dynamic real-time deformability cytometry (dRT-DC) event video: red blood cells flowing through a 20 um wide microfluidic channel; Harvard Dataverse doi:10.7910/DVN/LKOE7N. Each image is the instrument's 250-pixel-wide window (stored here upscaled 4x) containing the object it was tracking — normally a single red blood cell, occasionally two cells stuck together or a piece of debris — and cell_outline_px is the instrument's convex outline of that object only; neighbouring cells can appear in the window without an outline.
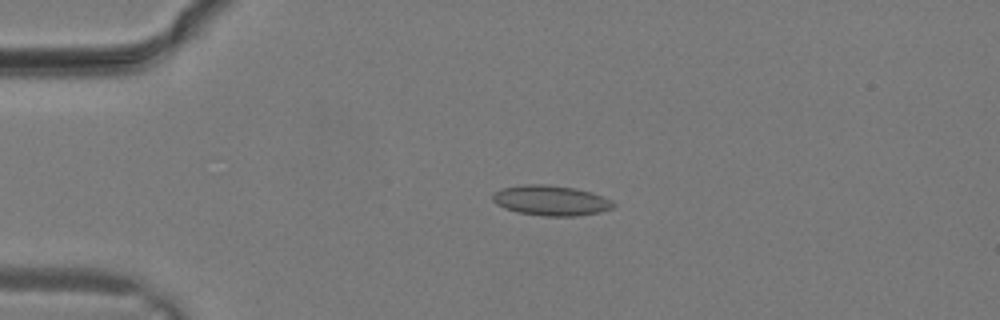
{"species": "common noctule bat (a hibernating species)", "species_latin": "Nyctalus noctula", "temperature_condition": "warm", "stored_images_in_passage": 8, "camera_frame_rate_fps": 3000, "um_per_image_px": 0.085, "animal": {"sex": "male", "body_mass_g": 19.2, "forearm_length_mm": 51.8}, "frame": {"image": 1, "passage_image": 2, "time_ms": 0.333, "image_size_px": [1000, 320], "cell_outline_px": [[616, 204], [612, 208], [600, 212], [576, 216], [544, 216], [516, 212], [504, 208], [496, 204], [492, 200], [492, 192], [500, 188], [524, 184], [548, 184], [576, 188], [592, 192], [604, 196], [612, 200]], "centroid_in_image_um": [46.81, 17.03], "position_along_channel_um": 38.2, "area_um2": 21.62}}
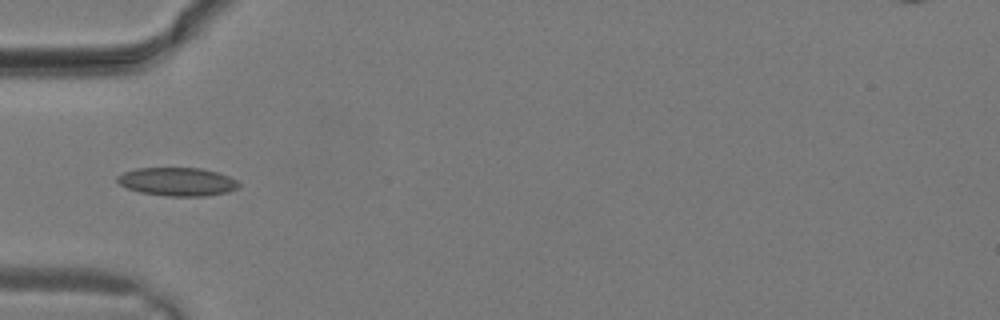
{"frame": {"image": 2, "passage_image": 5, "time_ms": 1.333, "image_size_px": [1000, 320], "cell_outline_px": [[240, 184], [236, 188], [228, 192], [204, 196], [168, 196], [140, 192], [128, 188], [120, 184], [116, 180], [116, 176], [124, 172], [136, 168], [200, 168], [216, 172], [228, 176], [236, 180]], "centroid_in_image_um": [15.05, 15.44], "position_along_channel_um": 69.9, "area_um2": 19.94}}
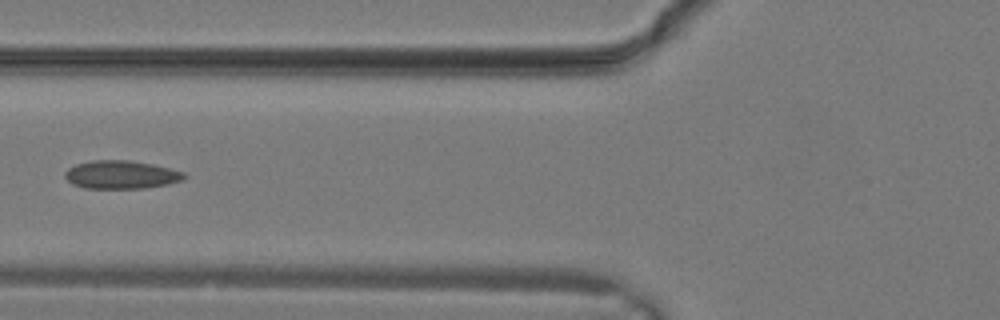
{"frame": {"image": 3, "passage_image": 7, "time_ms": 2.0, "image_size_px": [1000, 320], "cell_outline_px": [[188, 176], [184, 180], [168, 184], [144, 188], [84, 188], [72, 184], [64, 176], [64, 172], [68, 168], [76, 164], [92, 160], [128, 160], [152, 164], [184, 172]], "centroid_in_image_um": [10.3, 14.85], "position_along_channel_um": 115.5, "area_um2": 19.65}}